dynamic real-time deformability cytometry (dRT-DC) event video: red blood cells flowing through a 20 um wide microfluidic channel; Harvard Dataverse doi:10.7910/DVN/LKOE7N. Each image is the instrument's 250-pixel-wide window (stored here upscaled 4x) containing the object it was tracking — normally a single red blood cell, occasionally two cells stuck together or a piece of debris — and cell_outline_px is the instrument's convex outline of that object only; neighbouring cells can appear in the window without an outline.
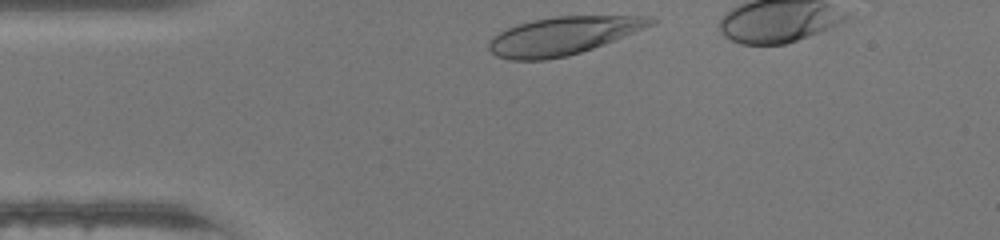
{"species": "human", "species_latin": "Homo sapiens", "temperature_condition": "warm", "stored_images_in_passage": 28, "camera_frame_rate_fps": 3000, "um_per_image_px": 0.085, "donor": {"sex": "female"}, "frame": {"image": 1, "passage_image": 1, "time_ms": 0.0, "image_size_px": [1000, 240], "cell_outline_px": [[656, 20], [652, 24], [604, 44], [580, 52], [564, 56], [544, 60], [512, 60], [496, 56], [488, 48], [488, 40], [492, 36], [516, 24], [532, 20], [552, 16], [648, 16]], "centroid_in_image_um": [47.77, 3.04], "position_along_channel_um": 37.2, "area_um2": 35.37}}
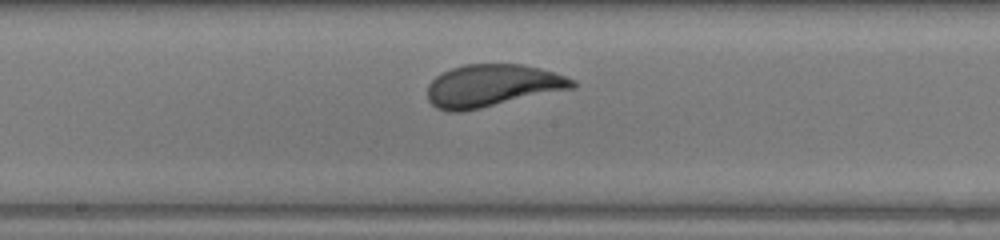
{"frame": {"image": 2, "passage_image": 15, "time_ms": 4.667, "image_size_px": [1000, 240], "cell_outline_px": [[576, 88], [480, 108], [460, 112], [448, 112], [436, 108], [428, 100], [428, 84], [436, 76], [452, 68], [464, 64], [524, 64], [540, 68], [576, 80]], "centroid_in_image_um": [41.85, 7.28], "position_along_channel_um": 206.4, "area_um2": 35.84}}
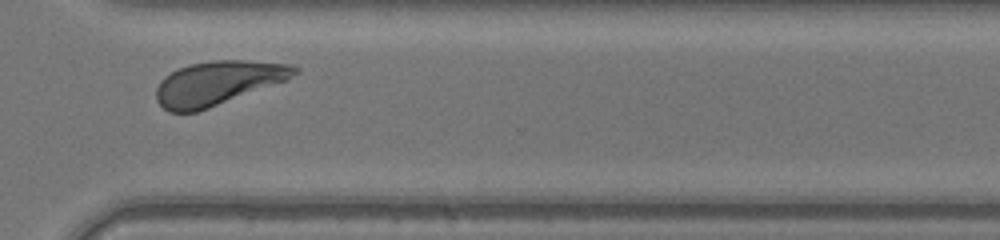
{"frame": {"image": 3, "passage_image": 25, "time_ms": 8.0, "image_size_px": [1000, 240], "cell_outline_px": [[300, 72], [288, 80], [208, 108], [196, 112], [168, 112], [156, 100], [156, 88], [160, 80], [164, 76], [180, 68], [192, 64], [212, 60], [244, 60], [292, 64], [300, 68]], "centroid_in_image_um": [18.55, 7.05], "position_along_channel_um": 352.1, "area_um2": 35.43}, "authors_computed_cell_mechanics": {"area_um2": 35.5759, "velocity_mm_per_s": 4.3565, "shape_relaxation_time_tau1_ms": 2.6099, "shape_relaxation_time_tau2_ms": null, "deformation_change_tau1": 0.1472, "deformation_change_tau2": null}}